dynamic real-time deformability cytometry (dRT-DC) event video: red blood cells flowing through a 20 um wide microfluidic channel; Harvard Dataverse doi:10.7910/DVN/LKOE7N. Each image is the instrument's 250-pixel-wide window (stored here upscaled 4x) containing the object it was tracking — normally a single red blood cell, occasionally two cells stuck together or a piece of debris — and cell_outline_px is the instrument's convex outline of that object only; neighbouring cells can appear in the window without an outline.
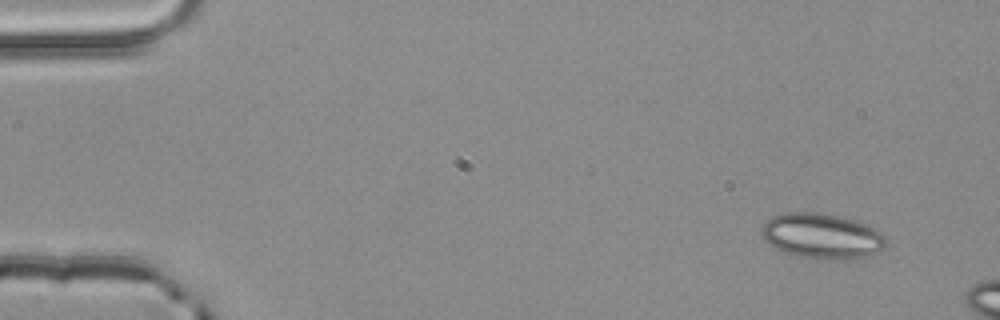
{"species": "common noctule bat (a hibernating species)", "species_latin": "Nyctalus noctula", "temperature_condition": "room temperature", "stored_images_in_passage": 2, "camera_frame_rate_fps": 3000, "um_per_image_px": 0.085, "animal": {"sex": "male", "body_mass_g": 20.4}, "frame": {"image": 1, "passage_image": 1, "time_ms": 0.0, "image_size_px": [1000, 320], "cell_outline_px": [[884, 248], [880, 252], [868, 256], [844, 260], [816, 260], [792, 256], [776, 248], [764, 240], [760, 232], [760, 228], [772, 216], [788, 212], [816, 212], [836, 216], [852, 220], [876, 228], [884, 236]], "centroid_in_image_um": [69.83, 20.1], "position_along_channel_um": 15.2, "area_um2": 33.18}}